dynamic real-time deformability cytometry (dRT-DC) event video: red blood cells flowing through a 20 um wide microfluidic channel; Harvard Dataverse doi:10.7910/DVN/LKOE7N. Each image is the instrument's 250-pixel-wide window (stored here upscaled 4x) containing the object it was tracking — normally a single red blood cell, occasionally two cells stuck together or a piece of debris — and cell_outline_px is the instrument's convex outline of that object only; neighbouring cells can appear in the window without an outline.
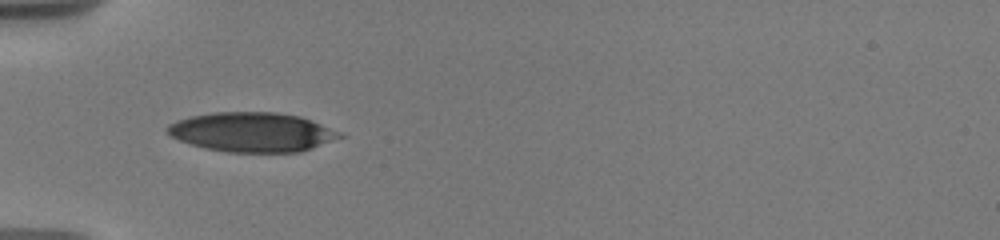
{"species": "human", "species_latin": "Homo sapiens", "temperature_condition": "warm", "stored_images_in_passage": 54, "camera_frame_rate_fps": 3000, "um_per_image_px": 0.085, "donor": {"sex": "male"}, "frame": {"image": 1, "passage_image": 1, "time_ms": 0.0, "image_size_px": [1000, 240], "cell_outline_px": [[344, 136], [300, 152], [228, 152], [204, 148], [180, 140], [172, 136], [164, 128], [168, 124], [176, 120], [188, 116], [212, 112], [276, 112], [300, 116], [340, 132]], "centroid_in_image_um": [21.38, 11.22], "position_along_channel_um": 63.6, "area_um2": 39.48}}
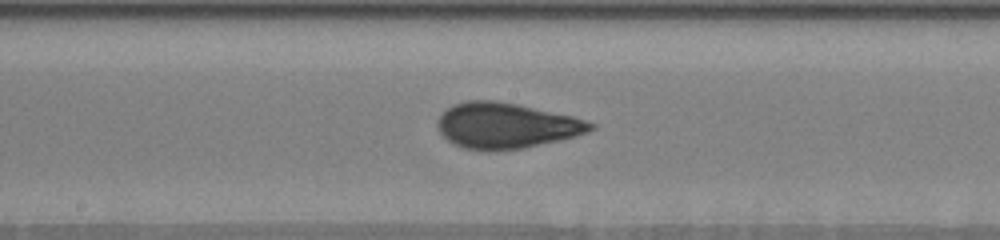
{"frame": {"image": 2, "passage_image": 13, "time_ms": 4.0, "image_size_px": [1000, 240], "cell_outline_px": [[596, 128], [588, 132], [576, 136], [560, 140], [524, 148], [464, 148], [452, 144], [440, 132], [436, 124], [436, 120], [452, 104], [464, 100], [496, 100], [516, 104], [572, 116], [596, 124]], "centroid_in_image_um": [43.02, 10.64], "position_along_channel_um": 205.2, "area_um2": 40.06}}
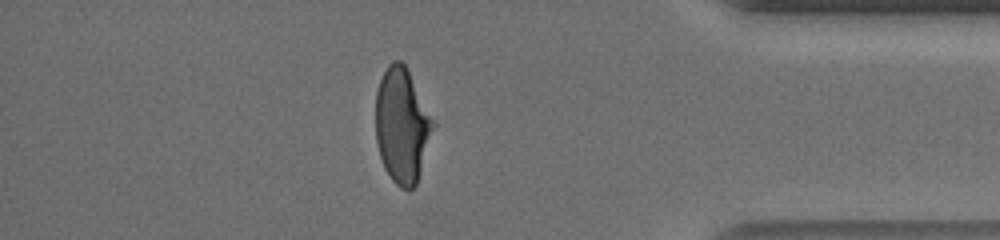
{"frame": {"image": 3, "passage_image": 40, "time_ms": 10.0, "image_size_px": [1000, 240], "cell_outline_px": [[436, 124], [416, 184], [412, 188], [400, 188], [392, 180], [384, 168], [380, 156], [376, 140], [376, 92], [380, 80], [388, 64], [392, 60], [400, 60], [404, 64]], "centroid_in_image_um": [34.17, 10.67], "position_along_channel_um": 401.0, "area_um2": 38.15}, "authors_computed_cell_mechanics": {"area_um2": 38.8127, "velocity_mm_per_s": 3.667, "shape_relaxation_time_tau1_ms": 7.193, "shape_relaxation_time_tau2_ms": 0.9478, "deformation_change_tau1": 0.2381, "deformation_change_tau2": 0.0792}}